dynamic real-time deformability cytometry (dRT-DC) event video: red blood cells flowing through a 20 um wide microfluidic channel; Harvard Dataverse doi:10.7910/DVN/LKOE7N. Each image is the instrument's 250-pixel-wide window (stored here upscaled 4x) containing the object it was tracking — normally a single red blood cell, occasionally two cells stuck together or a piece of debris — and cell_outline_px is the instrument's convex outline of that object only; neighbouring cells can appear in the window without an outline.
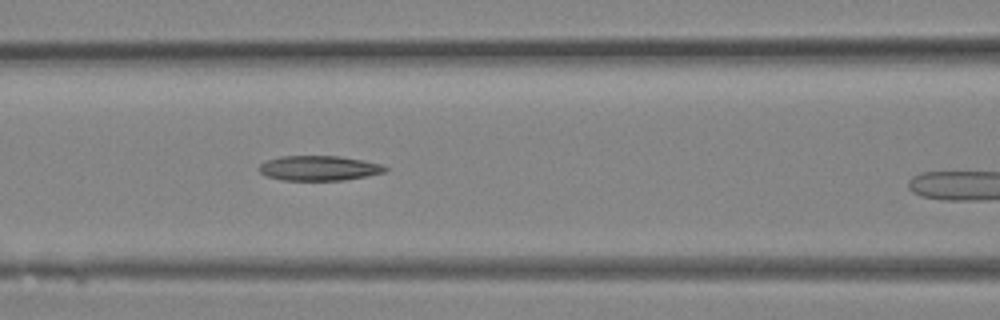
{"species": "Egyptian fruit bat (a non-hibernating species)", "species_latin": "Rousettus aegyptiacus", "temperature_condition": "room temperature", "stored_images_in_passage": 9, "camera_frame_rate_fps": 3000, "um_per_image_px": 0.085, "animal": {"sex": "female"}, "frame": {"image": 1, "passage_image": 8, "time_ms": 2.333, "image_size_px": [1000, 320], "cell_outline_px": [[380, 168], [372, 172], [356, 176], [324, 180], [300, 180], [276, 176], [268, 172], [276, 160], [300, 156], [324, 156], [352, 160], [368, 164]], "centroid_in_image_um": [27.13, 14.29], "position_along_channel_um": 139.5, "area_um2": 14.1}}